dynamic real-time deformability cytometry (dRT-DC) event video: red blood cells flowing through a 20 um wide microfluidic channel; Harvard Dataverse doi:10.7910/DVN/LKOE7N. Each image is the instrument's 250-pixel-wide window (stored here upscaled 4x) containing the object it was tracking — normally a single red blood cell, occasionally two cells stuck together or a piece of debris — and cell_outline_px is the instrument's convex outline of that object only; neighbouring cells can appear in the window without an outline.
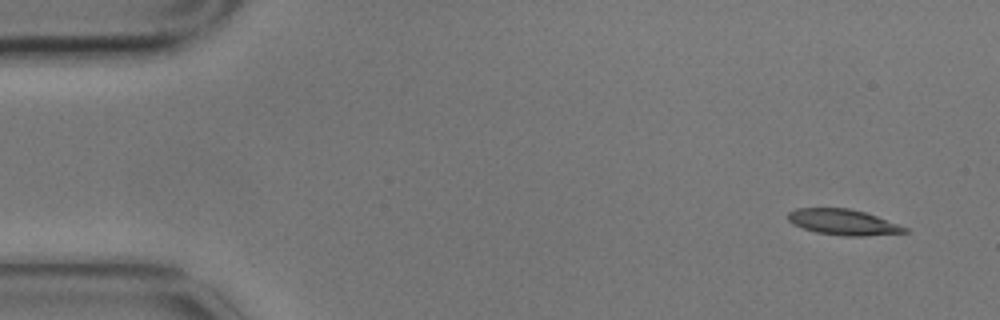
{"species": "common noctule bat (a hibernating species)", "species_latin": "Nyctalus noctula", "temperature_condition": "cold", "stored_images_in_passage": 2, "camera_frame_rate_fps": 3000, "um_per_image_px": 0.085, "animal": {"sex": "male", "body_mass_g": 17.9}, "frame": {"image": 1, "passage_image": 1, "time_ms": 0.0, "image_size_px": [1000, 320], "cell_outline_px": [[908, 232], [864, 236], [844, 236], [816, 232], [792, 224], [788, 220], [788, 212], [796, 208], [848, 208], [864, 212], [876, 216], [908, 228]], "centroid_in_image_um": [71.64, 18.88], "position_along_channel_um": 13.4, "area_um2": 17.34}}